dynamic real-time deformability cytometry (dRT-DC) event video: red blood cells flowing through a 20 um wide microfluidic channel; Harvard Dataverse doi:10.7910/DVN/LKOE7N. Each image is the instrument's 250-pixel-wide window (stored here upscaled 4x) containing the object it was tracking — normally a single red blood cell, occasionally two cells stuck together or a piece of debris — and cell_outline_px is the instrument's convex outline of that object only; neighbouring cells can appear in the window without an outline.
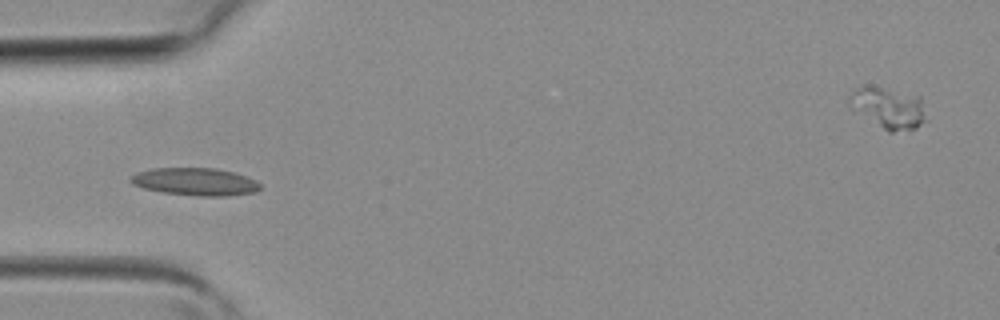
{"species": "common noctule bat (a hibernating species)", "species_latin": "Nyctalus noctula", "temperature_condition": "room temperature", "stored_images_in_passage": 4, "camera_frame_rate_fps": 3000, "um_per_image_px": 0.085, "animal": {"sex": "female", "body_mass_g": 19.3, "forearm_length_mm": 54.1}, "frame": {"image": 1, "passage_image": 3, "time_ms": 0.667, "image_size_px": [1000, 320], "cell_outline_px": [[264, 188], [256, 192], [228, 196], [200, 196], [164, 192], [144, 188], [132, 184], [128, 180], [128, 176], [136, 172], [152, 168], [216, 168], [236, 172], [248, 176], [264, 184]], "centroid_in_image_um": [16.66, 15.44], "position_along_channel_um": 68.3, "area_um2": 21.33}}
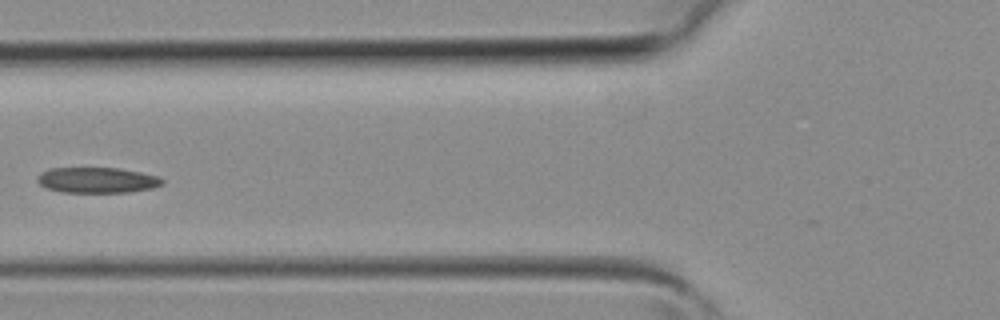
{"frame": {"image": 2, "passage_image": 4, "time_ms": 1.0, "image_size_px": [1000, 320], "cell_outline_px": [[164, 184], [152, 188], [128, 192], [60, 192], [44, 188], [36, 180], [36, 176], [40, 172], [48, 168], [120, 168], [160, 176], [164, 180]], "centroid_in_image_um": [8.23, 15.31], "position_along_channel_um": 117.6, "area_um2": 18.9}}